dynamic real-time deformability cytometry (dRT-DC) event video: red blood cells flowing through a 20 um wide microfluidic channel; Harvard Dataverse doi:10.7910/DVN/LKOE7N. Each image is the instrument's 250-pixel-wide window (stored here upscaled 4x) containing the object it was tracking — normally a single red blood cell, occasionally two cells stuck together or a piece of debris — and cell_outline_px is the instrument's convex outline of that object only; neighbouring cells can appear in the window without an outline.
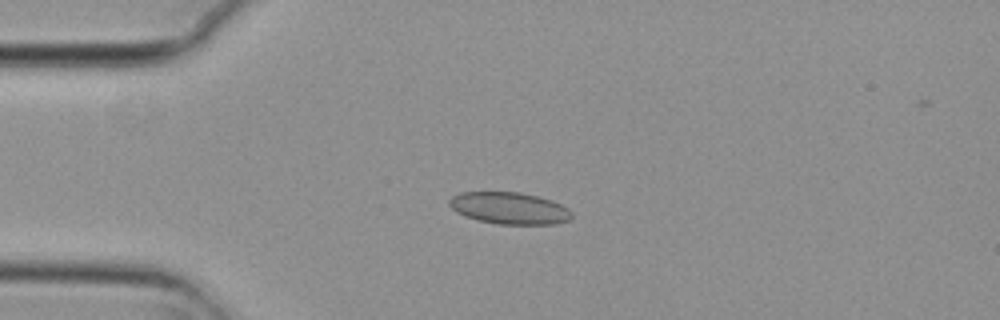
{"species": "common noctule bat (a hibernating species)", "species_latin": "Nyctalus noctula", "temperature_condition": "cold", "stored_images_in_passage": 4, "camera_frame_rate_fps": 3000, "um_per_image_px": 0.085, "animal": {"sex": "female", "body_mass_g": 29.2, "forearm_length_mm": 56.3}, "frame": {"image": 1, "passage_image": 4, "time_ms": 1.0, "image_size_px": [1000, 320], "cell_outline_px": [[572, 216], [568, 220], [556, 224], [496, 224], [476, 220], [464, 216], [456, 212], [448, 204], [448, 200], [452, 196], [460, 192], [520, 192], [552, 200], [568, 208], [572, 212]], "centroid_in_image_um": [43.27, 17.7], "position_along_channel_um": 41.7, "area_um2": 22.89}}